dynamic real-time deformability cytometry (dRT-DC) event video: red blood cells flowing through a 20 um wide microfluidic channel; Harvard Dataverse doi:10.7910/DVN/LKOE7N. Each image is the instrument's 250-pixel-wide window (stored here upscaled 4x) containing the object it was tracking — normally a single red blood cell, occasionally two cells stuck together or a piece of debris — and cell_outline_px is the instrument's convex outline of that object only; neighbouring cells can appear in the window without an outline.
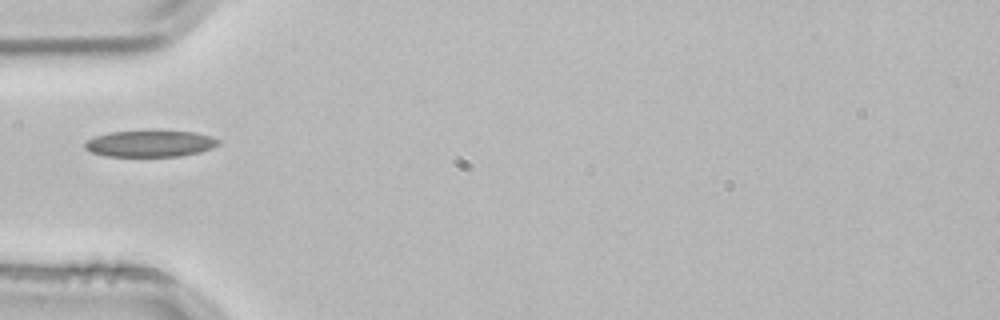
{"species": "common noctule bat (a hibernating species)", "species_latin": "Nyctalus noctula", "temperature_condition": "room temperature", "stored_images_in_passage": 1, "camera_frame_rate_fps": 3000, "um_per_image_px": 0.085, "animal": {"sex": "male", "body_mass_g": 21.5, "forearm_length_mm": 52.0}, "frame": {"image": 1, "passage_image": 1, "time_ms": 0.0, "image_size_px": [1000, 320], "cell_outline_px": [[220, 144], [212, 148], [200, 152], [180, 156], [104, 156], [92, 152], [84, 148], [84, 144], [88, 140], [96, 136], [108, 132], [196, 132], [212, 136], [220, 140]], "centroid_in_image_um": [12.79, 12.22], "position_along_channel_um": 72.2, "area_um2": 20.29}}